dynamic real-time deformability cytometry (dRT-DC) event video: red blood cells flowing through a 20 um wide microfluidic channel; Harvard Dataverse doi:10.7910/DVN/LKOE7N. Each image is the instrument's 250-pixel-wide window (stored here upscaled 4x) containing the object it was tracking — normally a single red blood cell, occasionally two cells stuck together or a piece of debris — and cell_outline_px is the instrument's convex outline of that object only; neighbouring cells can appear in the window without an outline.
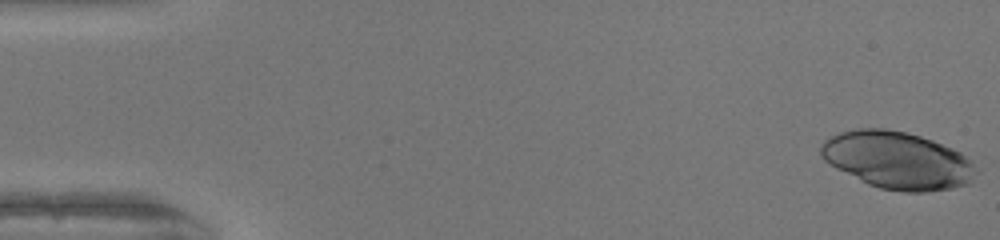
{"species": "human", "species_latin": "Homo sapiens", "temperature_condition": "warm", "stored_images_in_passage": 51, "camera_frame_rate_fps": 3000, "um_per_image_px": 0.085, "donor": {"sex": "female"}, "frame": {"image": 1, "passage_image": 1, "time_ms": 0.0, "image_size_px": [1000, 240], "cell_outline_px": [[980, 172], [968, 184], [952, 188], [928, 192], [904, 192], [880, 188], [868, 184], [836, 168], [824, 160], [820, 156], [820, 144], [824, 140], [840, 132], [852, 128], [884, 128], [908, 132], [932, 140], [952, 148], [960, 152], [972, 160], [980, 168]], "centroid_in_image_um": [76.32, 13.62], "position_along_channel_um": 8.7, "area_um2": 52.42}}
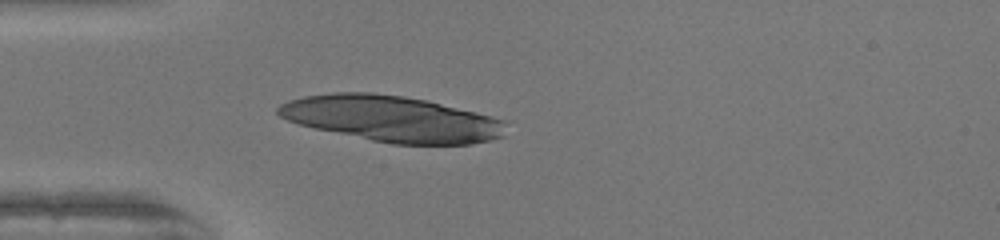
{"frame": {"image": 2, "passage_image": 15, "time_ms": 4.667, "image_size_px": [1000, 240], "cell_outline_px": [[508, 120], [504, 136], [492, 140], [472, 144], [392, 144], [372, 140], [316, 128], [300, 124], [288, 120], [280, 116], [276, 112], [276, 108], [280, 104], [288, 100], [304, 96], [332, 92], [372, 92], [404, 96], [428, 100]], "centroid_in_image_um": [33.35, 10.08], "position_along_channel_um": 51.6, "area_um2": 61.21}}